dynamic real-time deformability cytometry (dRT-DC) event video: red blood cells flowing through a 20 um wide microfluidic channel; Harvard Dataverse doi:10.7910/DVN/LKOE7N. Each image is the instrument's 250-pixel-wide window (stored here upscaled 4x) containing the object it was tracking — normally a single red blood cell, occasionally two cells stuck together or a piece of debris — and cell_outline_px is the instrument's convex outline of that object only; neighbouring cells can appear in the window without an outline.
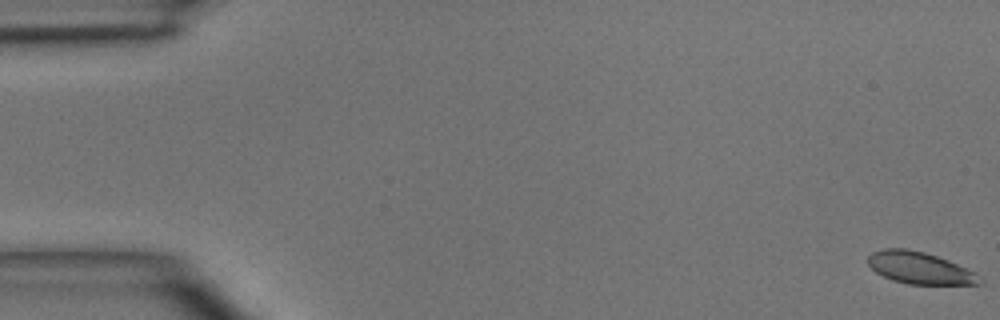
{"species": "common noctule bat (a hibernating species)", "species_latin": "Nyctalus noctula", "temperature_condition": "room temperature", "stored_images_in_passage": 6, "camera_frame_rate_fps": 3000, "um_per_image_px": 0.085, "animal": {"sex": "male", "body_mass_g": 15.6}, "frame": {"image": 1, "passage_image": 1, "time_ms": 0.0, "image_size_px": [1000, 320], "cell_outline_px": [[984, 280], [980, 284], [908, 284], [892, 280], [876, 272], [868, 264], [868, 256], [872, 252], [884, 248], [904, 248], [924, 252], [948, 260], [972, 272]], "centroid_in_image_um": [78.13, 22.77], "position_along_channel_um": 6.9, "area_um2": 20.46}}
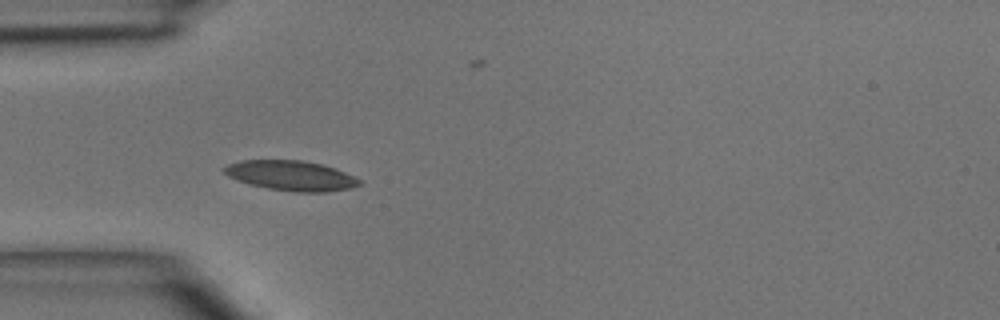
{"frame": {"image": 2, "passage_image": 5, "time_ms": 4.667, "image_size_px": [1000, 320], "cell_outline_px": [[360, 184], [352, 188], [324, 192], [296, 192], [268, 188], [248, 184], [228, 176], [224, 172], [224, 168], [228, 164], [240, 160], [304, 160], [336, 168], [360, 180]], "centroid_in_image_um": [24.73, 14.92], "position_along_channel_um": 60.3, "area_um2": 23.47}}
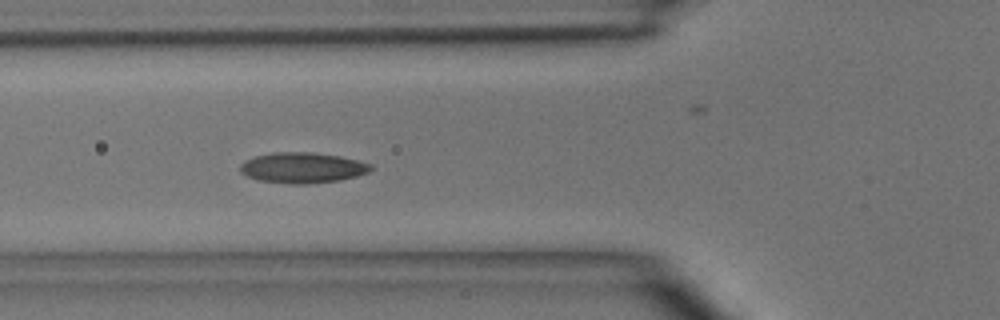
{"frame": {"image": 3, "passage_image": 6, "time_ms": 5.667, "image_size_px": [1000, 320], "cell_outline_px": [[372, 168], [368, 172], [356, 176], [340, 180], [308, 184], [292, 184], [260, 180], [248, 176], [240, 172], [240, 164], [256, 156], [276, 152], [312, 152], [340, 156], [372, 164]], "centroid_in_image_um": [25.73, 14.26], "position_along_channel_um": 100.1, "area_um2": 23.06}}